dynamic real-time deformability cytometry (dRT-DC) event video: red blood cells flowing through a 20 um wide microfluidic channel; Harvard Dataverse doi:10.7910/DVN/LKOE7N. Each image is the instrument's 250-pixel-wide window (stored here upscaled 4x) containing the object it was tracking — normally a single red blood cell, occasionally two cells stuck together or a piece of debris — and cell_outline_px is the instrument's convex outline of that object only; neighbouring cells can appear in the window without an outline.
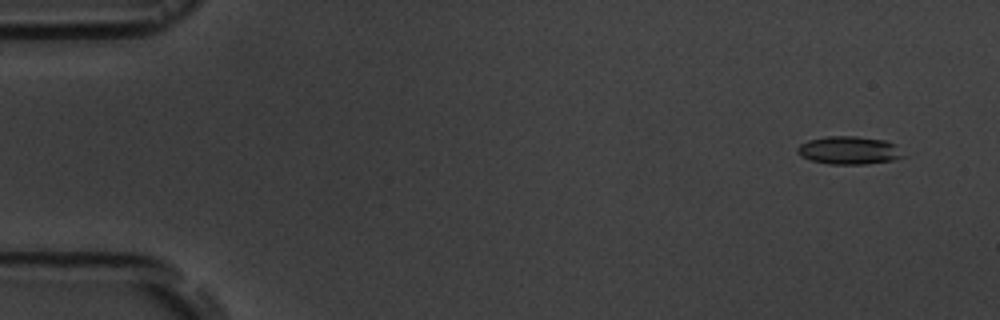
{"species": "common noctule bat (a hibernating species)", "species_latin": "Nyctalus noctula", "temperature_condition": "room temperature", "stored_images_in_passage": 5, "camera_frame_rate_fps": 3000, "um_per_image_px": 0.085, "animal": {"sex": "male", "body_mass_g": 19.5, "forearm_length_mm": 54.6}, "frame": {"image": 1, "passage_image": 2, "time_ms": 1.0, "image_size_px": [1000, 320], "cell_outline_px": [[908, 156], [892, 160], [868, 164], [828, 164], [812, 160], [800, 156], [796, 152], [796, 148], [800, 144], [808, 140], [828, 136], [856, 136], [884, 140], [896, 144]], "centroid_in_image_um": [72.2, 12.78], "position_along_channel_um": 12.8, "area_um2": 17.51}}
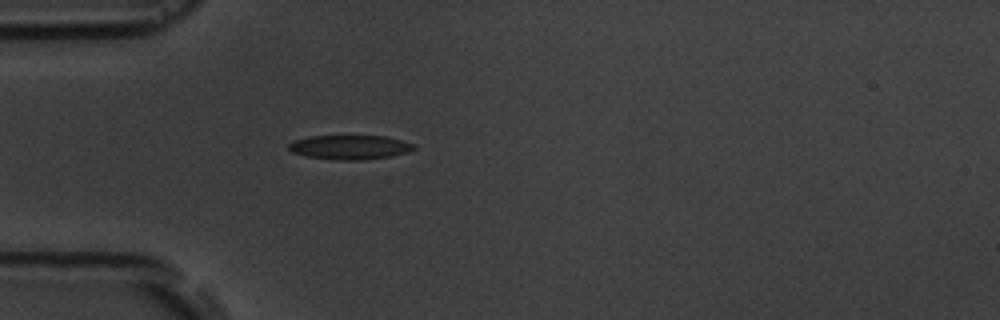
{"frame": {"image": 2, "passage_image": 5, "time_ms": 5.333, "image_size_px": [1000, 320], "cell_outline_px": [[416, 148], [408, 152], [392, 156], [360, 160], [336, 160], [304, 156], [292, 152], [288, 148], [288, 144], [296, 140], [308, 136], [384, 136], [416, 144]], "centroid_in_image_um": [29.74, 12.52], "position_along_channel_um": 55.3, "area_um2": 17.74}}